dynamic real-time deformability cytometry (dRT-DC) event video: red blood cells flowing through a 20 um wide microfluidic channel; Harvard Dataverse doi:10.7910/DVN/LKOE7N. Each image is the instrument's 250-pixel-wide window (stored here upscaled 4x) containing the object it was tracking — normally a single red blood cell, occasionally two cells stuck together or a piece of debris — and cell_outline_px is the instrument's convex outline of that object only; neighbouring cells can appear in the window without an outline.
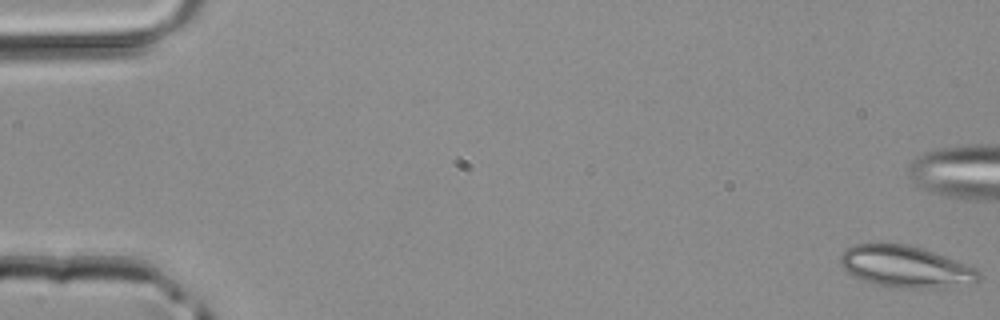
{"species": "common noctule bat (a hibernating species)", "species_latin": "Nyctalus noctula", "temperature_condition": "room temperature", "stored_images_in_passage": 6, "camera_frame_rate_fps": 3000, "um_per_image_px": 0.085, "animal": {"sex": "male", "body_mass_g": 20.4}, "frame": {"image": 1, "passage_image": 1, "time_ms": 0.0, "image_size_px": [1000, 320], "cell_outline_px": [[980, 276], [976, 280], [948, 288], [888, 288], [864, 280], [848, 272], [840, 264], [840, 256], [844, 248], [852, 244], [872, 240], [884, 240], [908, 244], [968, 264], [976, 268], [980, 272]], "centroid_in_image_um": [76.89, 22.61], "position_along_channel_um": 8.1, "area_um2": 34.45}}